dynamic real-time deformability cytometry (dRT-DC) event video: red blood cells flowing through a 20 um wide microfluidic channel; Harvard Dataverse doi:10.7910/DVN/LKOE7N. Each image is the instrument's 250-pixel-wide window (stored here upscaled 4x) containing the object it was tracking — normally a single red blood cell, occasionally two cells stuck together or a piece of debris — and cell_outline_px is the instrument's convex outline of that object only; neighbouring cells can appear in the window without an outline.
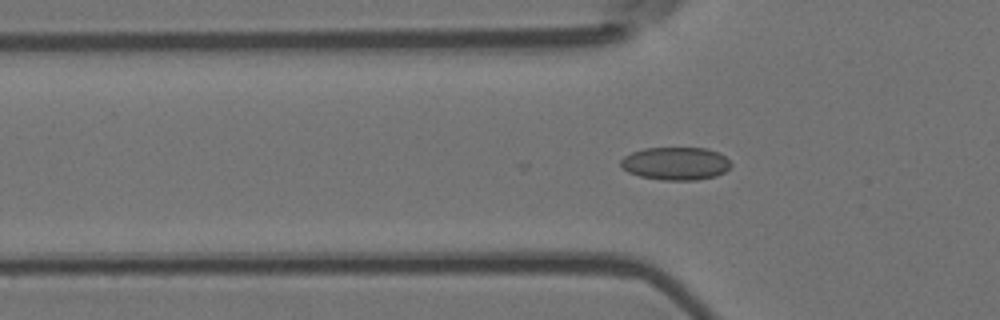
{"species": "Egyptian fruit bat (a non-hibernating species)", "species_latin": "Rousettus aegyptiacus", "temperature_condition": "room temperature", "stored_images_in_passage": 17, "camera_frame_rate_fps": 3000, "um_per_image_px": 0.085, "animal": {"sex": "female"}, "frame": {"image": 1, "passage_image": 17, "time_ms": 5.333, "image_size_px": [1000, 320], "cell_outline_px": [[732, 164], [724, 172], [716, 176], [696, 180], [660, 180], [640, 176], [628, 172], [620, 164], [620, 160], [624, 156], [632, 152], [644, 148], [708, 148], [720, 152]], "centroid_in_image_um": [57.43, 13.89], "position_along_channel_um": 68.4, "area_um2": 21.21}}